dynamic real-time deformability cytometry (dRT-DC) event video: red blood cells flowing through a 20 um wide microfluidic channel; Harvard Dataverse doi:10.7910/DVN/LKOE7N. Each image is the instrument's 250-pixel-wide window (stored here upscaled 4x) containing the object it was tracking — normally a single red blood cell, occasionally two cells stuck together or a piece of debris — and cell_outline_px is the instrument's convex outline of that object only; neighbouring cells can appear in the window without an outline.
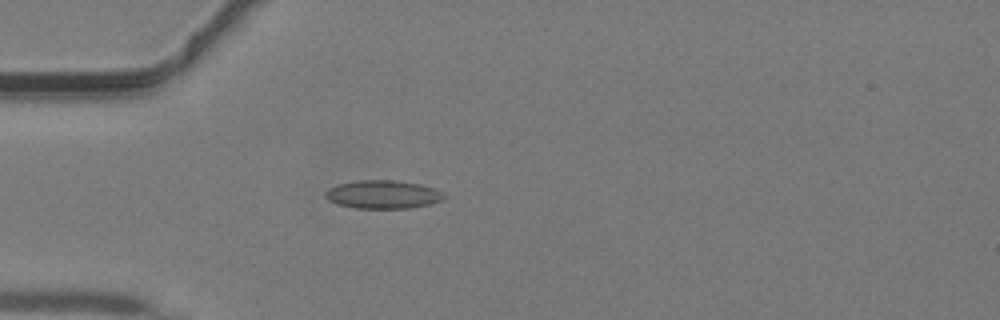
{"species": "common noctule bat (a hibernating species)", "species_latin": "Nyctalus noctula", "temperature_condition": "warm", "stored_images_in_passage": 33, "camera_frame_rate_fps": 3000, "um_per_image_px": 0.085, "animal": {"sex": "male", "body_mass_g": 19.2, "forearm_length_mm": 51.8}, "frame": {"image": 1, "passage_image": 2, "time_ms": 0.333, "image_size_px": [1000, 320], "cell_outline_px": [[448, 196], [444, 200], [428, 204], [408, 208], [356, 208], [336, 204], [328, 200], [324, 196], [324, 192], [328, 188], [340, 184], [356, 180], [392, 180], [420, 184], [444, 192]], "centroid_in_image_um": [32.55, 16.53], "position_along_channel_um": 52.5, "area_um2": 19.65}}
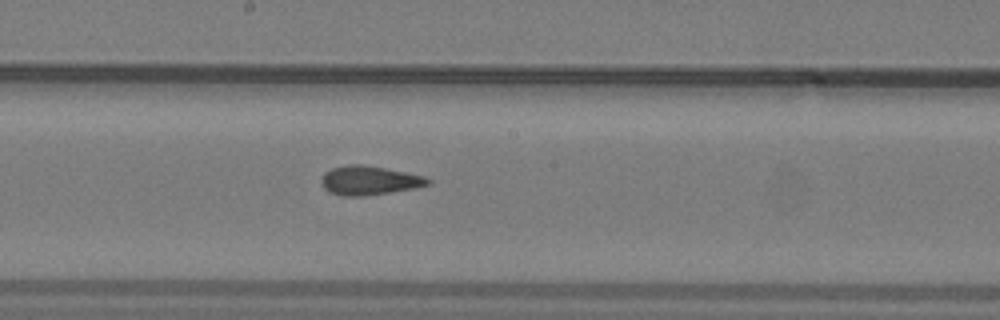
{"frame": {"image": 2, "passage_image": 13, "time_ms": 4.0, "image_size_px": [1000, 320], "cell_outline_px": [[432, 184], [416, 188], [364, 196], [344, 196], [328, 192], [324, 188], [320, 180], [324, 172], [332, 168], [348, 164], [360, 164], [384, 168], [424, 176], [432, 180]], "centroid_in_image_um": [31.38, 15.34], "position_along_channel_um": 216.8, "area_um2": 18.09}}
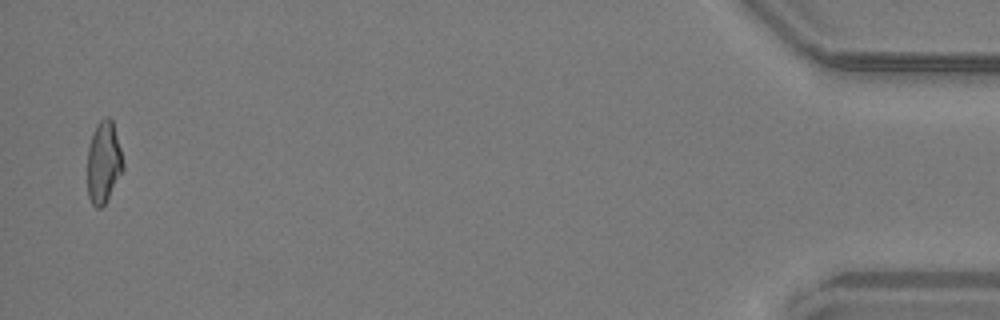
{"frame": {"image": 3, "passage_image": 32, "time_ms": 10.333, "image_size_px": [1000, 320], "cell_outline_px": [[124, 168], [104, 204], [100, 208], [96, 208], [92, 204], [88, 196], [88, 148], [92, 132], [96, 124], [104, 116], [108, 116], [112, 120], [120, 148], [124, 164]], "centroid_in_image_um": [8.8, 13.76], "position_along_channel_um": 426.4, "area_um2": 16.88}}